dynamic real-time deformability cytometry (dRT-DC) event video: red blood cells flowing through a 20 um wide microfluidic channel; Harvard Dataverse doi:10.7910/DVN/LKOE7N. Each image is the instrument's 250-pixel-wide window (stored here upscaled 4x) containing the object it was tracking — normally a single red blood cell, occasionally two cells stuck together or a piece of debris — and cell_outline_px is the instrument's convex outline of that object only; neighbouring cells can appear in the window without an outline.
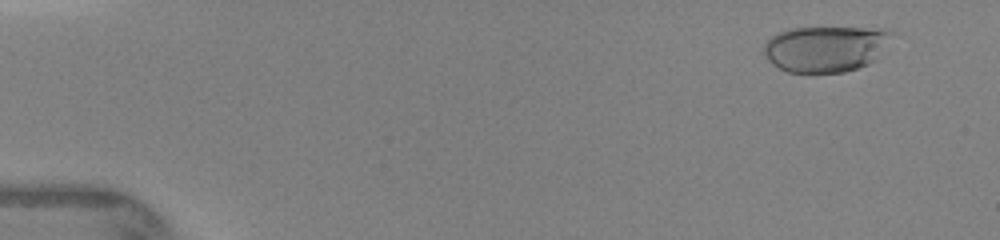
{"species": "human", "species_latin": "Homo sapiens", "temperature_condition": "warm", "stored_images_in_passage": 6, "camera_frame_rate_fps": 3000, "um_per_image_px": 0.085, "donor": {"sex": "female"}, "frame": {"image": 1, "passage_image": 2, "time_ms": 1.0, "image_size_px": [1000, 240], "cell_outline_px": [[892, 32], [872, 60], [868, 64], [844, 72], [788, 72], [772, 64], [768, 60], [764, 52], [764, 44], [776, 32], [792, 28], [888, 28]], "centroid_in_image_um": [70.09, 4.13], "position_along_channel_um": 14.9, "area_um2": 33.58}}
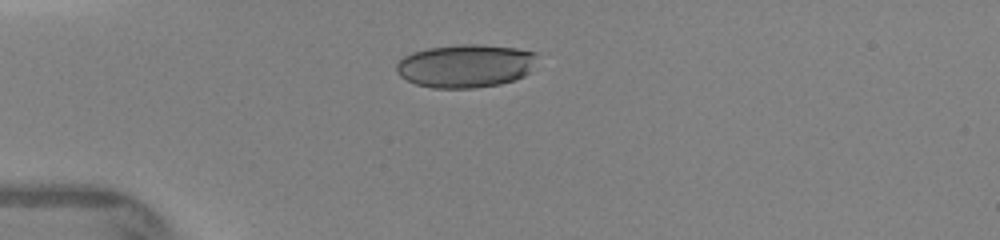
{"frame": {"image": 2, "passage_image": 5, "time_ms": 4.0, "image_size_px": [1000, 240], "cell_outline_px": [[536, 56], [528, 72], [524, 76], [516, 80], [500, 84], [476, 88], [432, 88], [416, 84], [400, 76], [396, 72], [396, 64], [404, 56], [412, 52], [428, 48], [460, 44], [480, 44], [516, 48], [536, 52]], "centroid_in_image_um": [39.55, 5.6], "position_along_channel_um": 45.5, "area_um2": 35.49}}